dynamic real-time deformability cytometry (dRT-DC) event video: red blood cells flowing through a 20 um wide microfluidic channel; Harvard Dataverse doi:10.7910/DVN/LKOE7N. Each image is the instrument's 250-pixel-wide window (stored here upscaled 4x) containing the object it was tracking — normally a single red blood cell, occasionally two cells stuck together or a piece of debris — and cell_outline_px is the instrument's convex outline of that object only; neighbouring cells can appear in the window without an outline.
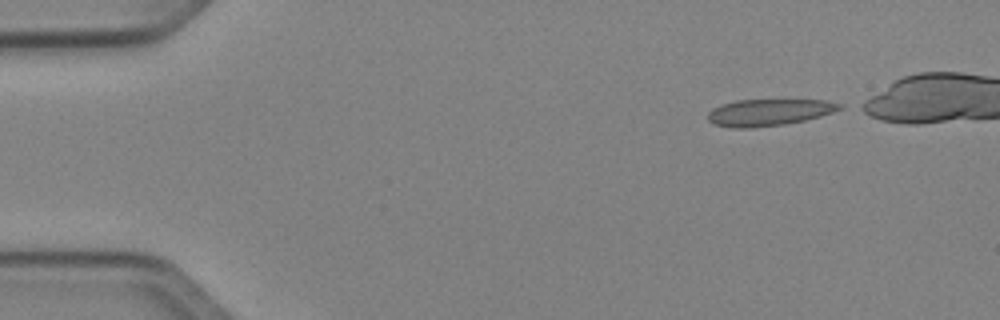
{"species": "Egyptian fruit bat (a non-hibernating species)", "species_latin": "Rousettus aegyptiacus", "temperature_condition": "cold", "stored_images_in_passage": 40, "camera_frame_rate_fps": 3000, "um_per_image_px": 0.085, "animal": {"sex": "female"}, "frame": {"image": 1, "passage_image": 1, "time_ms": 0.0, "image_size_px": [1000, 320], "cell_outline_px": [[844, 108], [820, 116], [804, 120], [784, 124], [752, 128], [732, 128], [716, 124], [708, 120], [708, 112], [712, 108], [720, 104], [736, 100], [828, 100], [844, 104]], "centroid_in_image_um": [65.37, 9.54], "position_along_channel_um": 19.6, "area_um2": 20.58}}
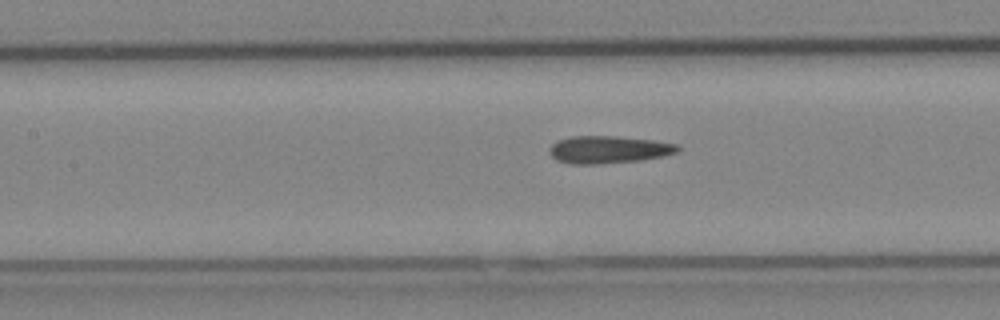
{"frame": {"image": 2, "passage_image": 18, "time_ms": 5.667, "image_size_px": [1000, 320], "cell_outline_px": [[680, 148], [676, 152], [664, 156], [640, 160], [596, 164], [572, 164], [556, 160], [548, 152], [548, 148], [556, 140], [572, 136], [616, 136], [652, 140], [680, 144]], "centroid_in_image_um": [51.7, 12.71], "position_along_channel_um": 155.7, "area_um2": 20.63}}
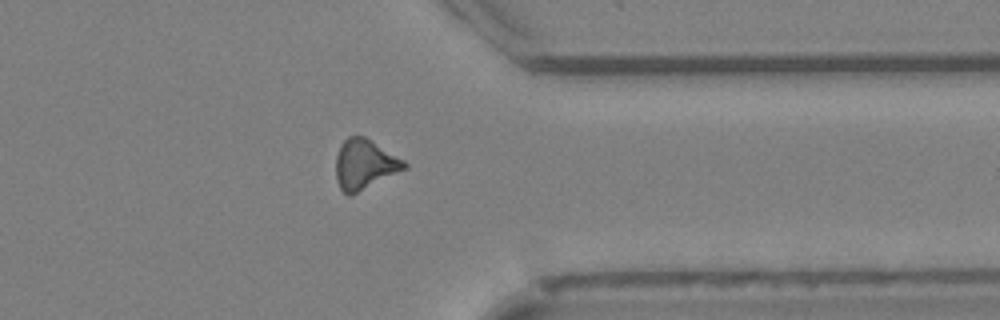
{"frame": {"image": 3, "passage_image": 35, "time_ms": 11.333, "image_size_px": [1000, 320], "cell_outline_px": [[408, 168], [348, 196], [340, 188], [336, 180], [336, 156], [340, 144], [348, 136], [364, 136], [372, 140], [404, 160], [408, 164]], "centroid_in_image_um": [30.99, 13.95], "position_along_channel_um": 380.4, "area_um2": 19.83}, "authors_computed_cell_mechanics": {"area_um2": 20.0277, "velocity_mm_per_s": 4.074, "shape_relaxation_time_tau1_ms": null, "shape_relaxation_time_tau2_ms": 11.1207, "deformation_change_tau1": null, "deformation_change_tau2": 0.246}}